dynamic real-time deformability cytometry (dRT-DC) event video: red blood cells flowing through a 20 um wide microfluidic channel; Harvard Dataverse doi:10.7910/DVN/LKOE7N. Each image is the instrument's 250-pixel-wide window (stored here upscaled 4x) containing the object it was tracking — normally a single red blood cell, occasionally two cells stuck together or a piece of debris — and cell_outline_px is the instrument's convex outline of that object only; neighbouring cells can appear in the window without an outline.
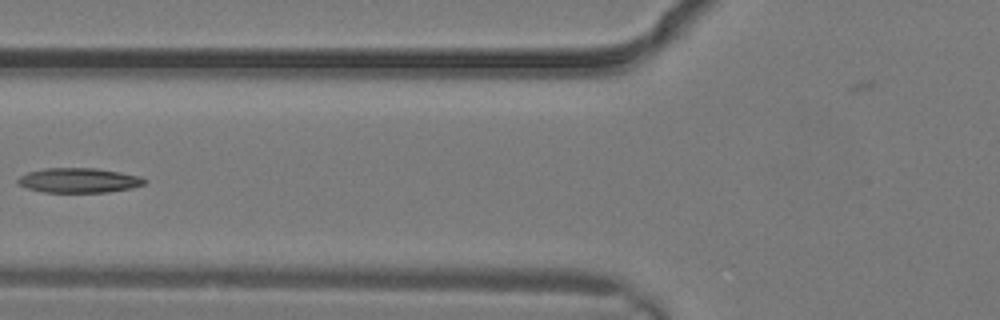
{"species": "common noctule bat (a hibernating species)", "species_latin": "Nyctalus noctula", "temperature_condition": "warm", "stored_images_in_passage": 3, "camera_frame_rate_fps": 3000, "um_per_image_px": 0.085, "animal": {"sex": "male", "body_mass_g": 19.2, "forearm_length_mm": 51.8}, "frame": {"image": 1, "passage_image": 3, "time_ms": 0.667, "image_size_px": [1000, 320], "cell_outline_px": [[148, 180], [144, 184], [132, 188], [108, 192], [44, 192], [28, 188], [16, 184], [16, 180], [20, 176], [28, 172], [44, 168], [96, 168], [120, 172], [140, 176]], "centroid_in_image_um": [6.7, 15.33], "position_along_channel_um": 119.1, "area_um2": 18.32}}